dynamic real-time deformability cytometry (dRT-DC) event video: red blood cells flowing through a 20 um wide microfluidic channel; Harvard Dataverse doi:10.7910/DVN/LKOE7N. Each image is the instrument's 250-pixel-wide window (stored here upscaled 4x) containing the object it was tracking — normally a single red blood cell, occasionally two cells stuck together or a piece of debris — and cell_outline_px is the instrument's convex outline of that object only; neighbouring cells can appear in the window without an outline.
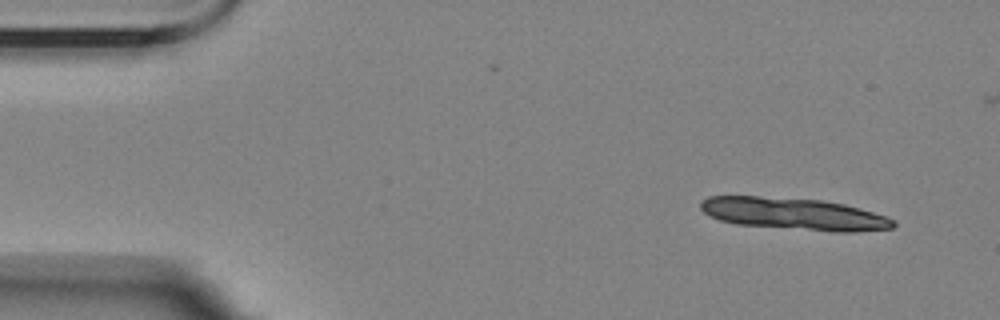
{"species": "Egyptian fruit bat (a non-hibernating species)", "species_latin": "Rousettus aegyptiacus", "temperature_condition": "room temperature", "stored_images_in_passage": 4, "camera_frame_rate_fps": 3000, "um_per_image_px": 0.085, "animal": {"sex": "female"}, "frame": {"image": 1, "passage_image": 1, "time_ms": 0.0, "image_size_px": [1000, 320], "cell_outline_px": [[896, 224], [892, 228], [856, 232], [832, 232], [736, 224], [720, 220], [704, 212], [700, 208], [700, 200], [708, 196], [760, 196], [820, 200], [844, 204], [888, 216], [896, 220]], "centroid_in_image_um": [67.51, 18.18], "position_along_channel_um": 17.5, "area_um2": 36.13}}